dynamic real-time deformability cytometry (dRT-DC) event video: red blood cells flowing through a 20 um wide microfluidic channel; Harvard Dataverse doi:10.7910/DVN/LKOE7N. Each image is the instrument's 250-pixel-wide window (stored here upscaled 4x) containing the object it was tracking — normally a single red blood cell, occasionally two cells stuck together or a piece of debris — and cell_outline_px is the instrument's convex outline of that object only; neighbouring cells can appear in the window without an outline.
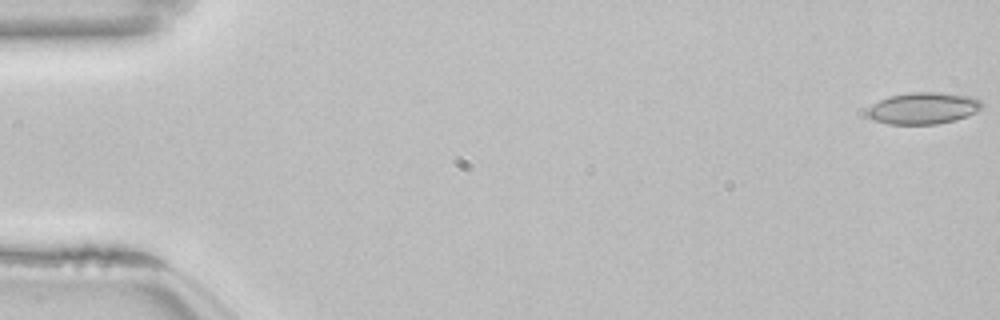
{"species": "common noctule bat (a hibernating species)", "species_latin": "Nyctalus noctula", "temperature_condition": "room temperature", "stored_images_in_passage": 55, "camera_frame_rate_fps": 3000, "um_per_image_px": 0.085, "animal": {"sex": "female", "body_mass_g": 22.7, "forearm_length_mm": 54.2}, "frame": {"image": 1, "passage_image": 1, "time_ms": 0.0, "image_size_px": [1000, 320], "cell_outline_px": [[984, 108], [968, 116], [956, 120], [936, 124], [888, 124], [872, 120], [864, 112], [872, 104], [888, 96], [912, 92], [940, 92], [972, 96], [980, 100], [984, 104]], "centroid_in_image_um": [78.49, 9.2], "position_along_channel_um": 6.5, "area_um2": 21.56}}
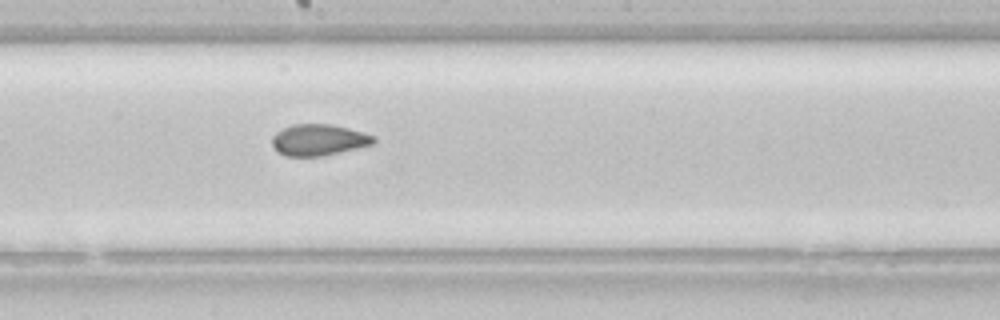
{"frame": {"image": 2, "passage_image": 30, "time_ms": 9.667, "image_size_px": [1000, 320], "cell_outline_px": [[376, 144], [324, 156], [284, 156], [276, 152], [272, 144], [272, 136], [276, 132], [292, 124], [332, 124], [364, 132], [376, 136]], "centroid_in_image_um": [27.12, 11.9], "position_along_channel_um": 221.1, "area_um2": 18.9}}
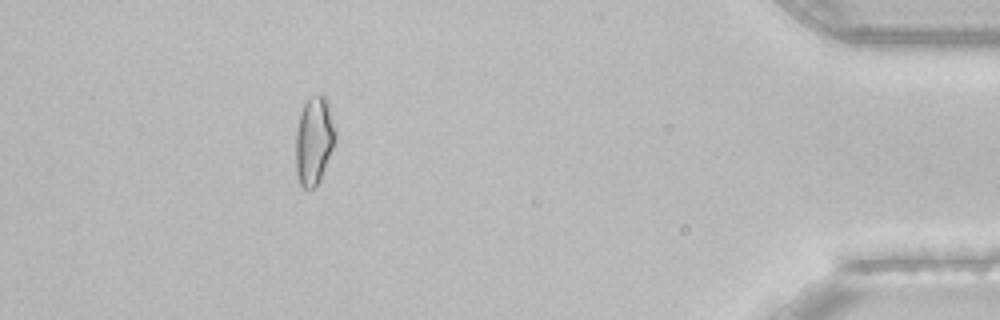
{"frame": {"image": 3, "passage_image": 49, "time_ms": 16.0, "image_size_px": [1000, 320], "cell_outline_px": [[336, 140], [320, 180], [312, 188], [304, 188], [300, 184], [296, 176], [296, 132], [300, 112], [308, 96], [320, 92], [328, 96], [336, 132]], "centroid_in_image_um": [26.71, 11.85], "position_along_channel_um": 408.5, "area_um2": 20.87}}